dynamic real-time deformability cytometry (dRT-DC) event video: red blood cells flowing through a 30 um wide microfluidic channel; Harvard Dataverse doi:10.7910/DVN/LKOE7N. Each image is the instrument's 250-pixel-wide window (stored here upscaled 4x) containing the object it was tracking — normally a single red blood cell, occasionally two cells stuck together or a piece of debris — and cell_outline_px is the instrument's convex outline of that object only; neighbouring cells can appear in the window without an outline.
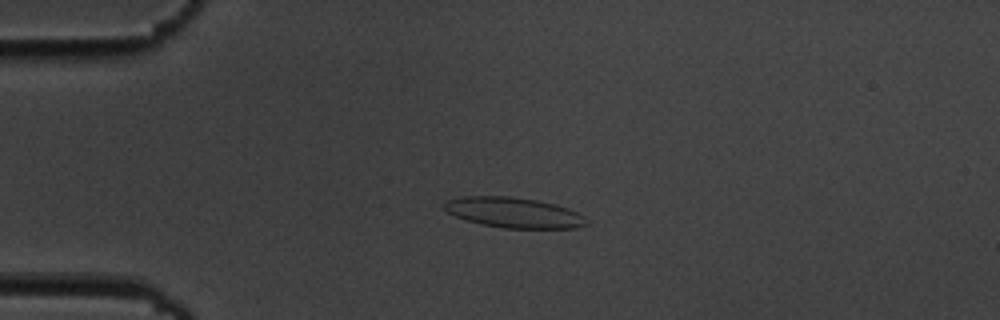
{"species": "common noctule bat (a hibernating species)", "species_latin": "Nyctalus noctula", "temperature_condition": "cold", "stored_images_in_passage": 4, "camera_frame_rate_fps": 3000, "um_per_image_px": 0.085, "animal": {"sex": "male", "body_mass_g": 19.5, "forearm_length_mm": 54.6}, "frame": {"image": 1, "passage_image": 3, "time_ms": 2.333, "image_size_px": [1000, 320], "cell_outline_px": [[588, 224], [576, 228], [504, 228], [480, 224], [456, 216], [448, 212], [444, 208], [444, 204], [448, 200], [460, 196], [512, 196], [536, 200], [568, 208], [584, 216], [588, 220]], "centroid_in_image_um": [43.68, 18.07], "position_along_channel_um": 41.3, "area_um2": 25.03}}